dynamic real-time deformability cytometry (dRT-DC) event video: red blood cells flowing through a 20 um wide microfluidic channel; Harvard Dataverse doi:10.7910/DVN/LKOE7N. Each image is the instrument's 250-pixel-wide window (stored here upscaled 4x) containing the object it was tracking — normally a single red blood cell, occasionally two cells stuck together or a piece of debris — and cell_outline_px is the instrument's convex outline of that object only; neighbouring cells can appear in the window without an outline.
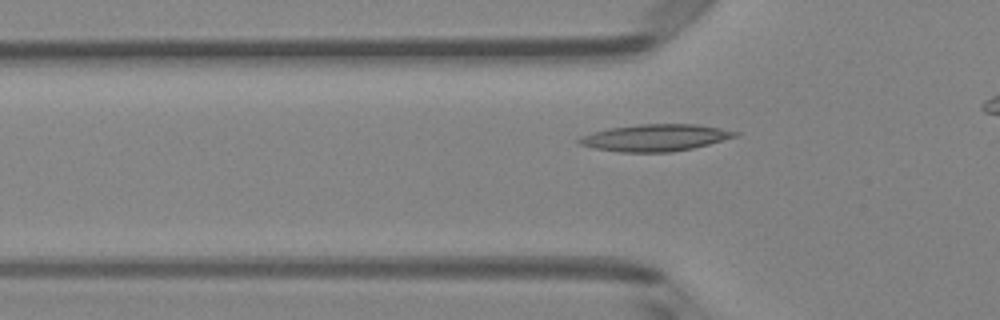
{"species": "Egyptian fruit bat (a non-hibernating species)", "species_latin": "Rousettus aegyptiacus", "temperature_condition": "room temperature", "stored_images_in_passage": 28, "camera_frame_rate_fps": 3000, "um_per_image_px": 0.085, "animal": {"sex": "female"}, "frame": {"image": 1, "passage_image": 3, "time_ms": 0.667, "image_size_px": [1000, 320], "cell_outline_px": [[740, 136], [692, 148], [672, 152], [620, 152], [592, 148], [580, 144], [576, 140], [580, 136], [592, 132], [608, 128], [640, 124], [696, 124], [720, 128], [740, 132]], "centroid_in_image_um": [55.69, 11.7], "position_along_channel_um": 70.1, "area_um2": 24.57}}
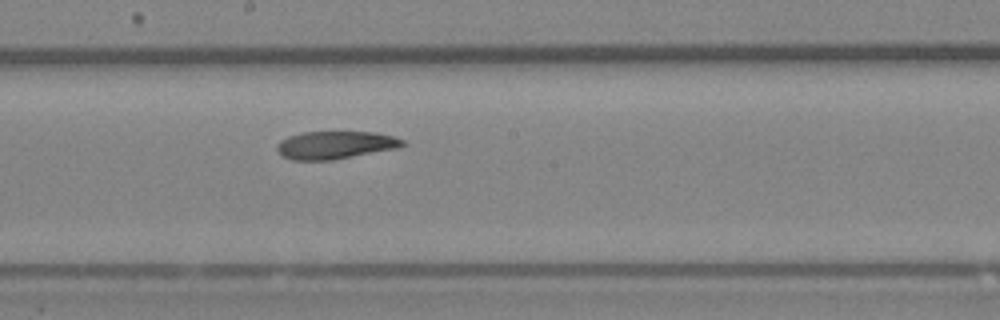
{"frame": {"image": 2, "passage_image": 14, "time_ms": 4.333, "image_size_px": [1000, 320], "cell_outline_px": [[408, 144], [400, 148], [332, 160], [292, 160], [284, 156], [276, 148], [276, 144], [280, 140], [288, 136], [300, 132], [376, 132], [392, 136], [404, 140]], "centroid_in_image_um": [28.53, 12.32], "position_along_channel_um": 219.7, "area_um2": 20.52}}
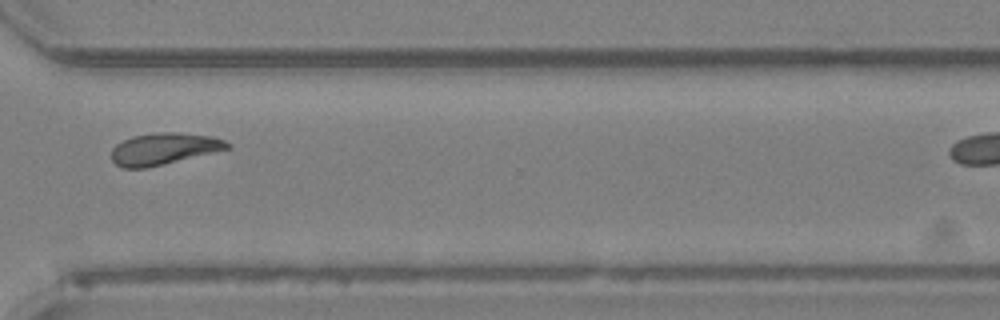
{"frame": {"image": 3, "passage_image": 24, "time_ms": 7.667, "image_size_px": [1000, 320], "cell_outline_px": [[232, 148], [148, 168], [120, 168], [112, 160], [112, 148], [116, 144], [132, 136], [160, 132], [176, 132], [212, 136], [224, 140], [232, 144]], "centroid_in_image_um": [13.95, 12.65], "position_along_channel_um": 356.7, "area_um2": 21.56}}